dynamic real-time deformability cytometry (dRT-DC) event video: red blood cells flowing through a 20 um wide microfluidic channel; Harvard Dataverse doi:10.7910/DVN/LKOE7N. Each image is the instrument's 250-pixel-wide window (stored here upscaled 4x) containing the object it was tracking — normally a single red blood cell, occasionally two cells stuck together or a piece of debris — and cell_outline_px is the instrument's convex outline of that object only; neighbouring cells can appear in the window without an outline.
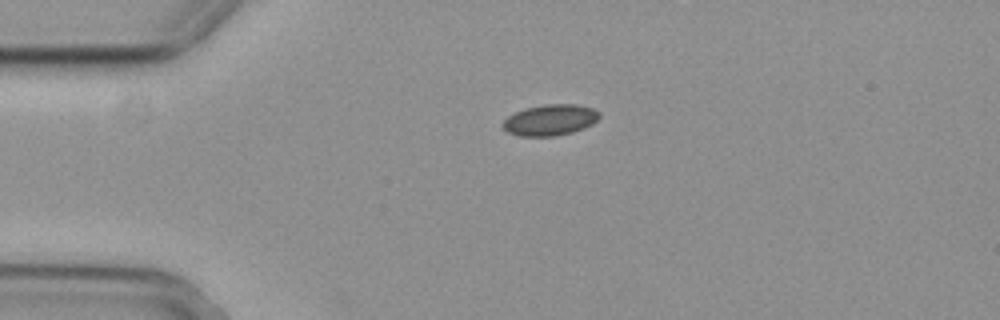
{"species": "common noctule bat (a hibernating species)", "species_latin": "Nyctalus noctula", "temperature_condition": "cold", "stored_images_in_passage": 33, "camera_frame_rate_fps": 3000, "um_per_image_px": 0.085, "animal": {"sex": "female", "body_mass_g": 29.2, "forearm_length_mm": 56.3}, "frame": {"image": 1, "passage_image": 1, "time_ms": 0.0, "image_size_px": [1000, 320], "cell_outline_px": [[600, 116], [592, 124], [584, 128], [572, 132], [552, 136], [520, 136], [508, 132], [500, 124], [508, 116], [524, 108], [544, 104], [576, 104], [592, 108], [600, 112]], "centroid_in_image_um": [46.75, 10.19], "position_along_channel_um": 38.2, "area_um2": 17.46}}
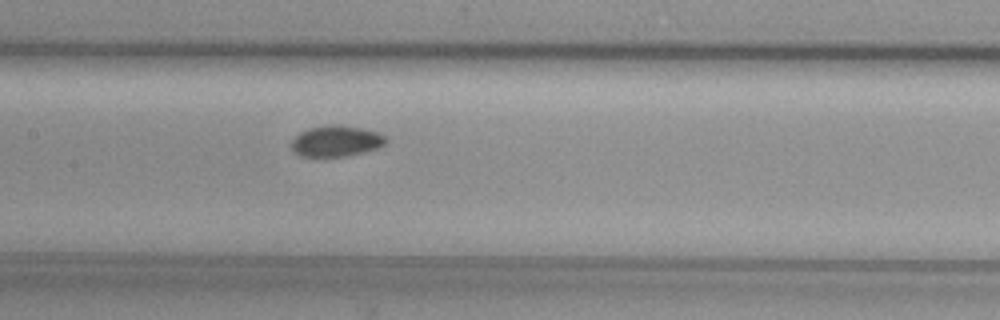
{"frame": {"image": 2, "passage_image": 15, "time_ms": 4.667, "image_size_px": [1000, 320], "cell_outline_px": [[388, 140], [380, 148], [364, 152], [344, 156], [300, 156], [292, 152], [292, 140], [300, 132], [308, 128], [332, 124], [336, 124], [360, 128], [380, 132]], "centroid_in_image_um": [28.58, 11.99], "position_along_channel_um": 178.8, "area_um2": 17.11}}
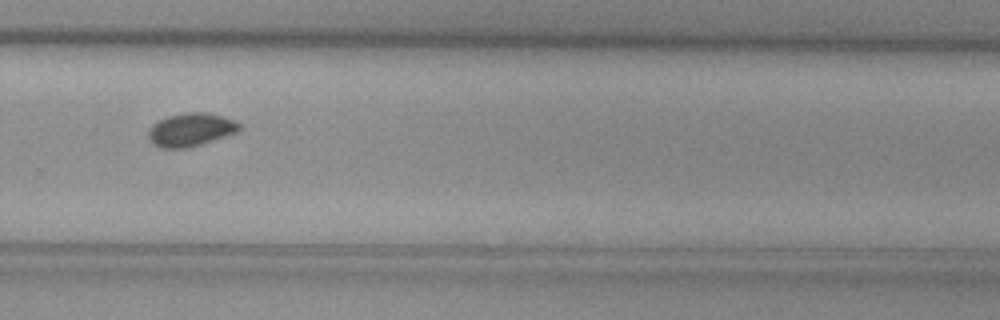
{"frame": {"image": 3, "passage_image": 26, "time_ms": 8.333, "image_size_px": [1000, 320], "cell_outline_px": [[240, 128], [236, 132], [200, 144], [184, 148], [160, 148], [152, 144], [148, 136], [148, 132], [152, 124], [168, 116], [188, 112], [204, 112], [224, 116], [240, 124]], "centroid_in_image_um": [16.17, 11.02], "position_along_channel_um": 313.6, "area_um2": 17.34}, "authors_computed_cell_mechanics": {"area_um2": 17.1666, "velocity_mm_per_s": 3.6876, "shape_relaxation_time_tau1_ms": null, "shape_relaxation_time_tau2_ms": 1.6433, "deformation_change_tau1": null, "deformation_change_tau2": 0.0412}}